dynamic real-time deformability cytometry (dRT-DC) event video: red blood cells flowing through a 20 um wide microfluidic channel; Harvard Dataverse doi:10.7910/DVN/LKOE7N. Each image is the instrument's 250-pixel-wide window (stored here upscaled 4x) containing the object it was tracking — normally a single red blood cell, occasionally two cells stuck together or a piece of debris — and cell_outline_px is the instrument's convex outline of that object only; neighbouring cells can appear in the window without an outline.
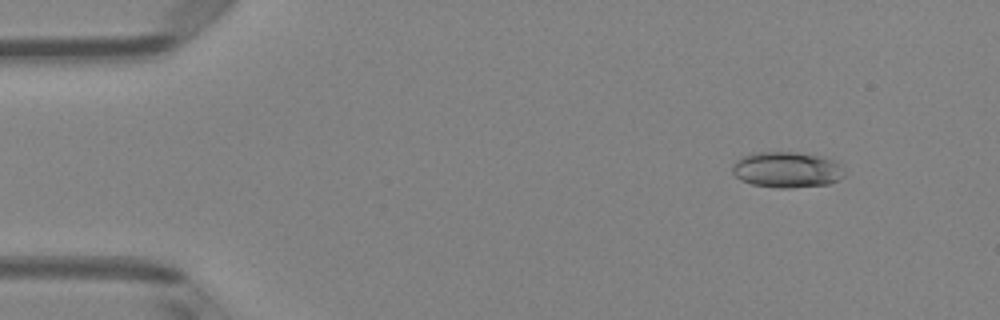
{"species": "Egyptian fruit bat (a non-hibernating species)", "species_latin": "Rousettus aegyptiacus", "temperature_condition": "room temperature", "stored_images_in_passage": 16, "camera_frame_rate_fps": 3000, "um_per_image_px": 0.085, "animal": {"sex": "female"}, "frame": {"image": 1, "passage_image": 5, "time_ms": 1.333, "image_size_px": [1000, 320], "cell_outline_px": [[844, 176], [828, 184], [792, 188], [776, 188], [752, 184], [740, 180], [732, 172], [732, 164], [736, 160], [744, 156], [756, 152], [796, 152], [816, 156], [832, 160], [840, 164], [844, 172]], "centroid_in_image_um": [66.84, 14.44], "position_along_channel_um": 18.2, "area_um2": 23.29}}